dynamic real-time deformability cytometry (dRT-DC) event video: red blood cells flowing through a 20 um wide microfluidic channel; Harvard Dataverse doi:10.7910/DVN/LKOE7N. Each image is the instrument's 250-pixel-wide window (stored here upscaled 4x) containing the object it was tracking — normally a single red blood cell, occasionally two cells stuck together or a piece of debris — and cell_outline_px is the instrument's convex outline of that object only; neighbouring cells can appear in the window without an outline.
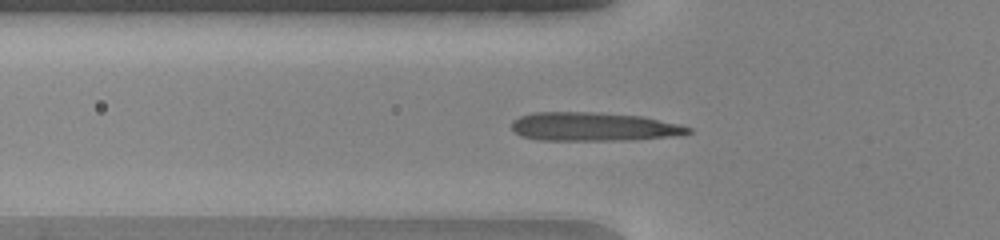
{"species": "human", "species_latin": "Homo sapiens", "temperature_condition": "warm", "stored_images_in_passage": 50, "camera_frame_rate_fps": 3000, "um_per_image_px": 0.085, "donor": {"sex": "female"}, "frame": {"image": 1, "passage_image": 18, "time_ms": 5.667, "image_size_px": [1000, 240], "cell_outline_px": [[692, 132], [668, 136], [624, 140], [540, 140], [520, 136], [512, 128], [512, 120], [520, 116], [532, 112], [592, 112], [640, 116], [680, 124], [692, 128]], "centroid_in_image_um": [50.39, 10.76], "position_along_channel_um": 75.4, "area_um2": 29.25}}
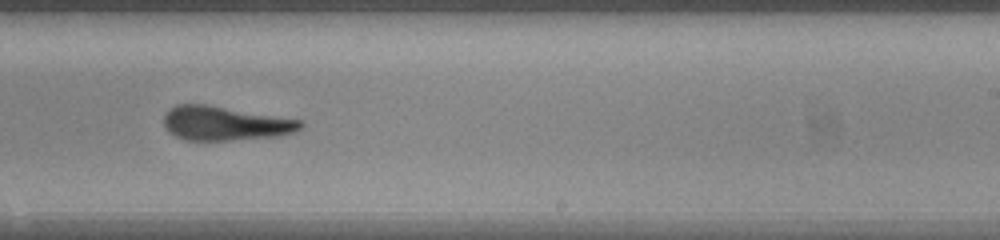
{"frame": {"image": 2, "passage_image": 32, "time_ms": 10.333, "image_size_px": [1000, 240], "cell_outline_px": [[304, 124], [296, 132], [280, 136], [232, 140], [184, 140], [168, 132], [164, 124], [164, 116], [176, 104], [204, 104], [300, 120]], "centroid_in_image_um": [19.12, 10.5], "position_along_channel_um": 269.9, "area_um2": 26.93}}
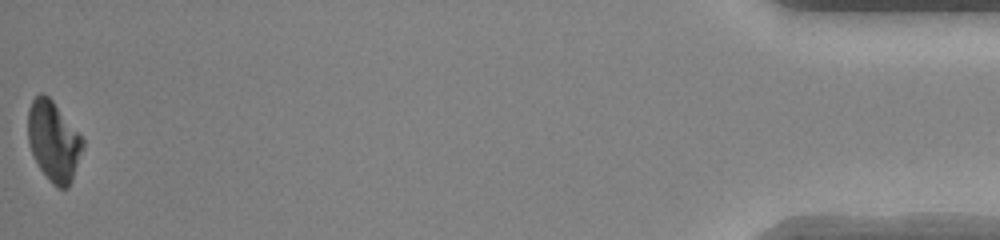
{"frame": {"image": 3, "passage_image": 50, "time_ms": 16.333, "image_size_px": [1000, 240], "cell_outline_px": [[84, 144], [72, 180], [68, 188], [60, 188], [52, 184], [48, 180], [40, 168], [32, 152], [28, 140], [28, 108], [32, 100], [40, 92], [48, 96], [52, 100], [84, 140]], "centroid_in_image_um": [4.54, 12.0], "position_along_channel_um": 430.7, "area_um2": 25.2}, "authors_computed_cell_mechanics": {"area_um2": 26.9637, "velocity_mm_per_s": 4.171, "shape_relaxation_time_tau1_ms": 8.5831, "shape_relaxation_time_tau2_ms": 0.6515, "deformation_change_tau1": 0.3029, "deformation_change_tau2": 0.0764}}